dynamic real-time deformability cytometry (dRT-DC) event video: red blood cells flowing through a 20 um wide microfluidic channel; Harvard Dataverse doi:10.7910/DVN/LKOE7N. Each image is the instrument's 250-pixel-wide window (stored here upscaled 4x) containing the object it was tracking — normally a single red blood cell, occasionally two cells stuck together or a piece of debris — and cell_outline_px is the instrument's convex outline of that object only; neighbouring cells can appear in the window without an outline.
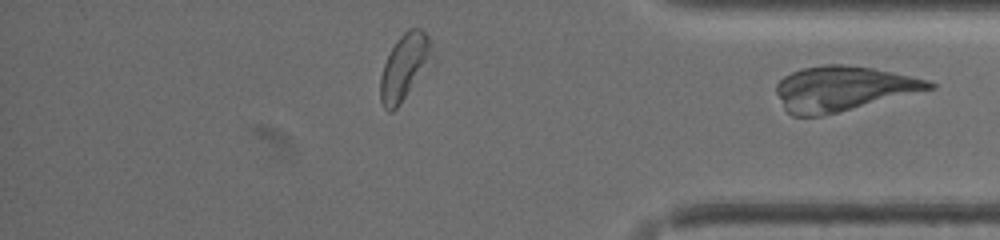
{"species": "common noctule bat (a hibernating species)", "species_latin": "Nyctalus noctula", "temperature_condition": "warm", "stored_images_in_passage": 31, "segment_of_instrument_passage": [2, 2], "camera_frame_rate_fps": 3000, "um_per_image_px": 0.085, "animal": {"sex": "female", "body_mass_g": 19.5, "forearm_length_mm": 54.1}, "frame": {"image": 1, "passage_image": 31, "time_ms": 10.667, "image_size_px": [1000, 240], "cell_outline_px": [[936, 88], [820, 116], [792, 116], [784, 108], [776, 92], [776, 84], [784, 76], [792, 72], [804, 68], [824, 64], [844, 64], [872, 68], [892, 72], [928, 80], [936, 84]], "centroid_in_image_um": [71.63, 7.52], "position_along_channel_um": 363.6, "area_um2": 39.48}}